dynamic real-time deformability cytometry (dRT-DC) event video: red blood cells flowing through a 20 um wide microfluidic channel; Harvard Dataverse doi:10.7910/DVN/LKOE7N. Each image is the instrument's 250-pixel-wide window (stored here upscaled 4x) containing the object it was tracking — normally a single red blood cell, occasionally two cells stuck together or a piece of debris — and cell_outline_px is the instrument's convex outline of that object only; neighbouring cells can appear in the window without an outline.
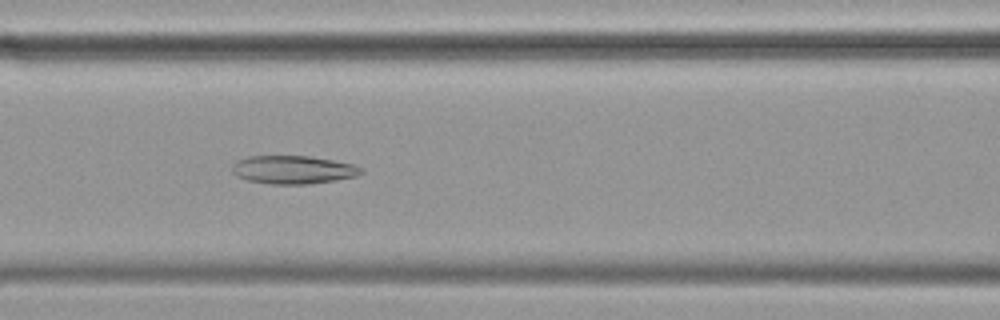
{"species": "common noctule bat (a hibernating species)", "species_latin": "Nyctalus noctula", "temperature_condition": "cold", "stored_images_in_passage": 53, "camera_frame_rate_fps": 3000, "um_per_image_px": 0.085, "animal": {"sex": "female", "body_mass_g": 19.9}, "frame": {"image": 1, "passage_image": 20, "time_ms": 6.333, "image_size_px": [1000, 320], "cell_outline_px": [[364, 172], [356, 176], [336, 180], [308, 184], [272, 184], [248, 180], [236, 176], [232, 172], [232, 164], [236, 160], [248, 156], [308, 156], [332, 160], [352, 164], [364, 168]], "centroid_in_image_um": [24.9, 14.42], "position_along_channel_um": 141.7, "area_um2": 21.27}}
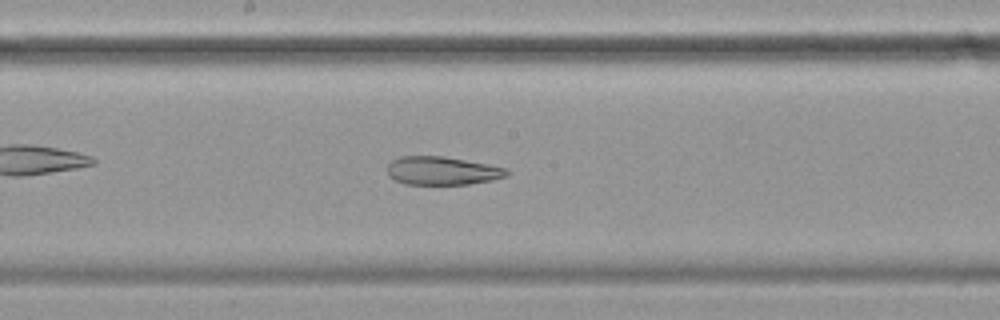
{"frame": {"image": 2, "passage_image": 26, "time_ms": 8.333, "image_size_px": [1000, 320], "cell_outline_px": [[512, 172], [508, 176], [492, 180], [468, 184], [404, 184], [388, 176], [388, 164], [392, 160], [400, 156], [444, 156], [488, 164], [504, 168]], "centroid_in_image_um": [37.6, 14.51], "position_along_channel_um": 210.6, "area_um2": 19.77}}
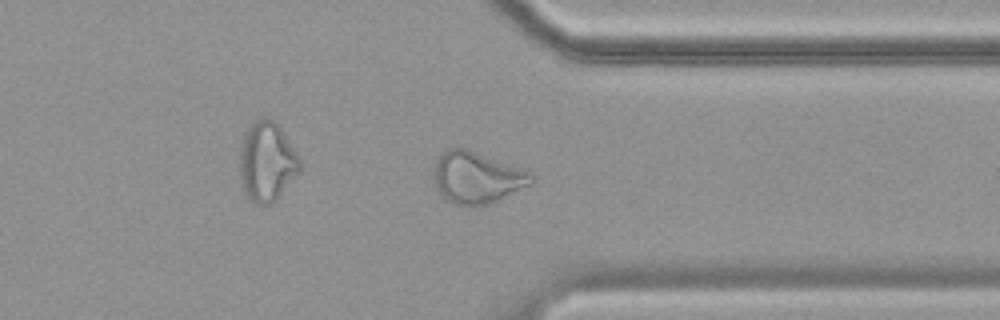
{"frame": {"image": 3, "passage_image": 40, "time_ms": 13.0, "image_size_px": [1000, 320], "cell_outline_px": [[536, 176], [532, 184], [488, 204], [476, 208], [452, 204], [444, 200], [440, 196], [432, 180], [432, 168], [436, 160], [448, 148], [456, 144], [468, 148], [528, 172]], "centroid_in_image_um": [40.44, 15.1], "position_along_channel_um": 371.0, "area_um2": 30.11}}